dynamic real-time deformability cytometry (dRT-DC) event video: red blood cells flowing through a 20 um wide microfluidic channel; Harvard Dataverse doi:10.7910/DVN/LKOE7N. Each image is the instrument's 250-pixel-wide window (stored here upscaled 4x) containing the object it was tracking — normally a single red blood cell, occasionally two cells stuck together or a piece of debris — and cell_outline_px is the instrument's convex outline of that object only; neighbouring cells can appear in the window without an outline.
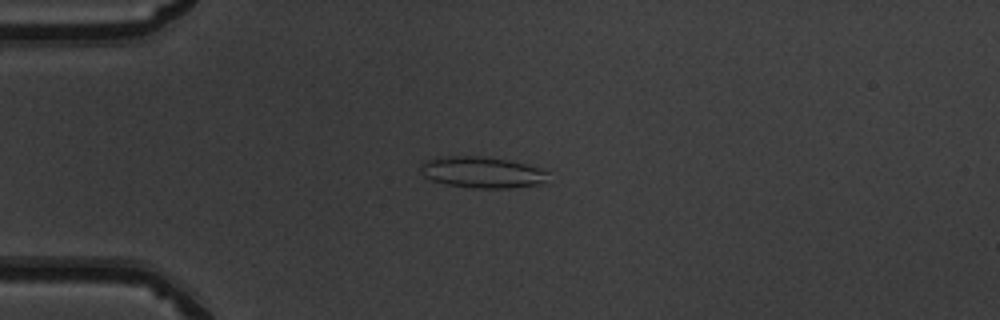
{"species": "common noctule bat (a hibernating species)", "species_latin": "Nyctalus noctula", "temperature_condition": "warm", "stored_images_in_passage": 49, "camera_frame_rate_fps": 3000, "um_per_image_px": 0.085, "animal": {"sex": "male", "body_mass_g": 19.5, "forearm_length_mm": 54.6}, "frame": {"image": 1, "passage_image": 12, "time_ms": 3.667, "image_size_px": [1000, 320], "cell_outline_px": [[548, 172], [544, 180], [540, 184], [508, 188], [476, 188], [448, 184], [432, 180], [424, 176], [420, 172], [420, 164], [424, 160], [436, 156], [480, 156], [508, 160], [548, 168]], "centroid_in_image_um": [40.97, 14.62], "position_along_channel_um": 44.0, "area_um2": 23.47}}
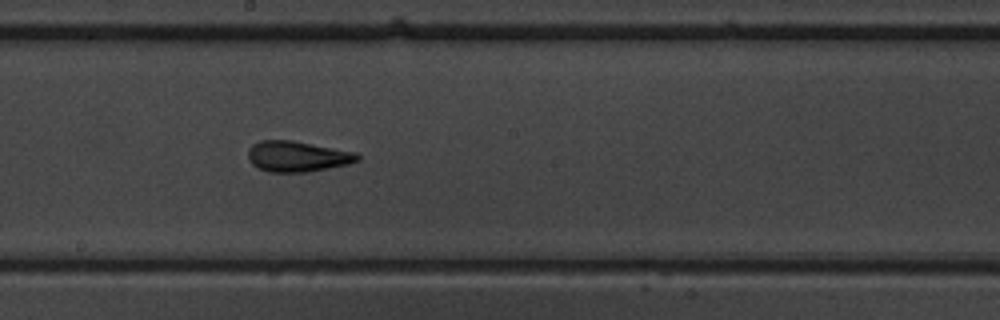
{"frame": {"image": 2, "passage_image": 27, "time_ms": 8.667, "image_size_px": [1000, 320], "cell_outline_px": [[360, 160], [348, 164], [308, 172], [268, 172], [252, 164], [248, 160], [248, 148], [252, 144], [260, 140], [292, 140], [356, 152], [360, 156]], "centroid_in_image_um": [25.26, 13.29], "position_along_channel_um": 222.9, "area_um2": 19.65}}
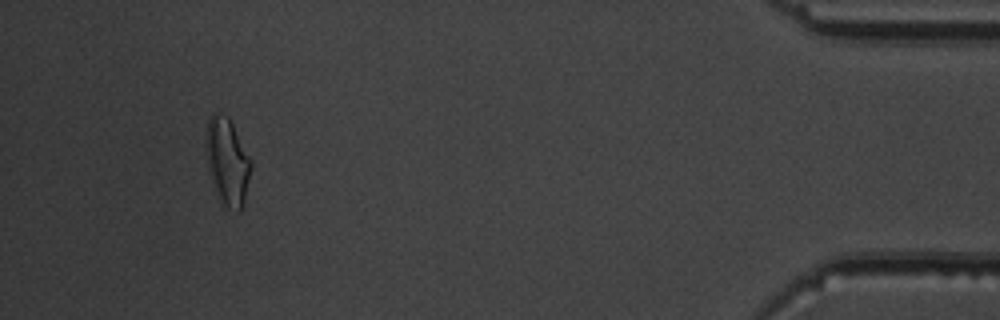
{"frame": {"image": 3, "passage_image": 46, "time_ms": 15.0, "image_size_px": [1000, 320], "cell_outline_px": [[252, 164], [244, 200], [240, 212], [236, 212], [220, 204], [208, 168], [208, 120], [212, 112], [220, 112], [228, 116], [252, 160]], "centroid_in_image_um": [19.36, 13.76], "position_along_channel_um": 415.8, "area_um2": 22.43}, "authors_computed_cell_mechanics": {"area_um2": 19.9988, "velocity_mm_per_s": 4.0494, "shape_relaxation_time_tau1_ms": null, "shape_relaxation_time_tau2_ms": 1.9275, "deformation_change_tau1": null, "deformation_change_tau2": 0.1114}}